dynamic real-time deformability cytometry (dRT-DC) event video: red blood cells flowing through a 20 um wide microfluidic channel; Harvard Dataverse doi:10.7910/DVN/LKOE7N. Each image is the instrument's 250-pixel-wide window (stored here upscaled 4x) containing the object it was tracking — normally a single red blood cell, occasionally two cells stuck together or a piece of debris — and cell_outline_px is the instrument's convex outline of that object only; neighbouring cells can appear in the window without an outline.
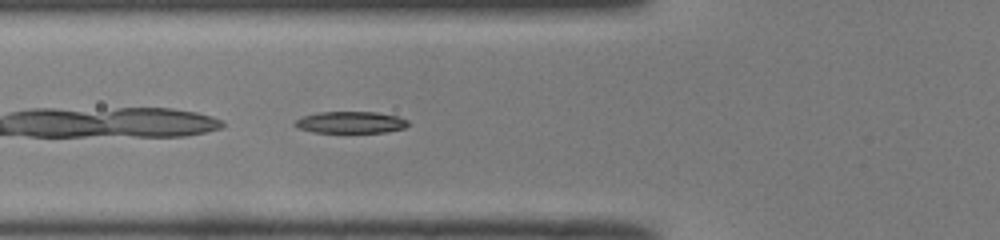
{"species": "common noctule bat (a hibernating species)", "species_latin": "Nyctalus noctula", "temperature_condition": "room temperature", "stored_images_in_passage": 33, "camera_frame_rate_fps": 3000, "um_per_image_px": 0.085, "animal": {"sex": "male", "body_mass_g": 19.0, "forearm_length_mm": 50.8}, "frame": {"image": 1, "passage_image": 4, "time_ms": 1.0, "image_size_px": [1000, 240], "cell_outline_px": [[408, 124], [404, 128], [388, 132], [312, 132], [296, 128], [292, 124], [296, 120], [304, 116], [320, 112], [376, 112], [396, 116], [408, 120]], "centroid_in_image_um": [29.78, 10.4], "position_along_channel_um": 96.0, "area_um2": 14.28}}
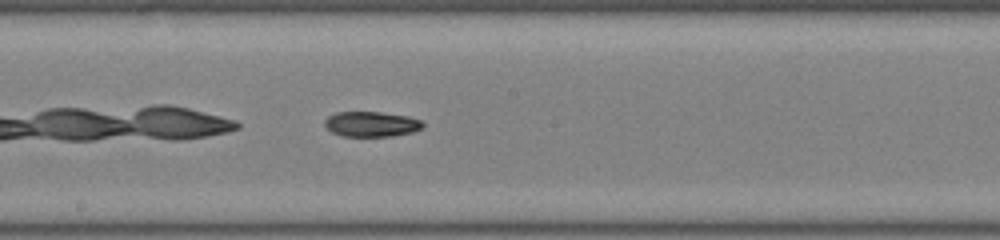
{"frame": {"image": 2, "passage_image": 13, "time_ms": 4.0, "image_size_px": [1000, 240], "cell_outline_px": [[424, 128], [412, 132], [392, 136], [344, 136], [332, 132], [324, 124], [324, 120], [328, 116], [336, 112], [380, 112], [408, 116], [420, 120], [424, 124]], "centroid_in_image_um": [31.58, 10.54], "position_along_channel_um": 216.6, "area_um2": 14.39}}
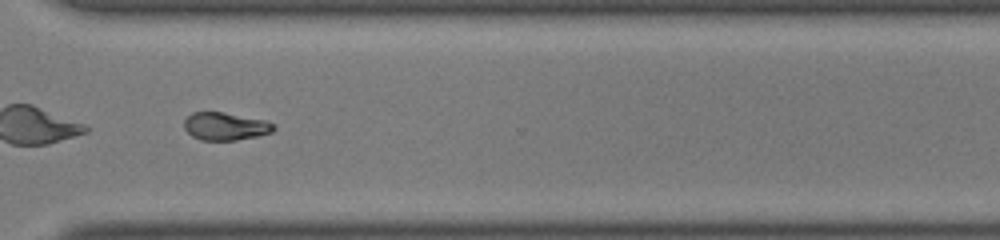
{"frame": {"image": 3, "passage_image": 23, "time_ms": 7.333, "image_size_px": [1000, 240], "cell_outline_px": [[276, 128], [272, 132], [256, 136], [236, 140], [200, 140], [192, 136], [184, 128], [184, 120], [192, 112], [224, 112], [264, 120], [276, 124]], "centroid_in_image_um": [19.15, 10.73], "position_along_channel_um": 351.4, "area_um2": 14.51}, "authors_computed_cell_mechanics": {"area_um2": 14.6812, "velocity_mm_per_s": 4.0243, "shape_relaxation_time_tau1_ms": 4.6352, "shape_relaxation_time_tau2_ms": null, "deformation_change_tau1": 0.1784, "deformation_change_tau2": null}}